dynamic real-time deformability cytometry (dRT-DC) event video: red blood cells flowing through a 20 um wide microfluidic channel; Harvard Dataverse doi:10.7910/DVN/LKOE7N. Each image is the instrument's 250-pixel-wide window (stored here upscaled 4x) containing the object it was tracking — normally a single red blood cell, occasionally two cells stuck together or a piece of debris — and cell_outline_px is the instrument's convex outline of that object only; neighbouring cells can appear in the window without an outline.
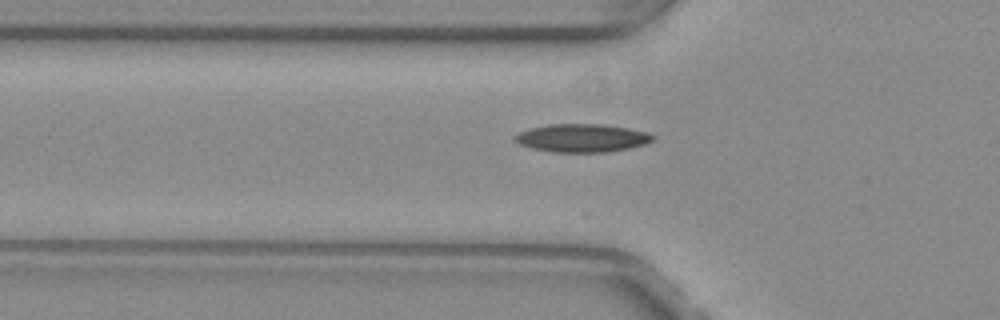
{"species": "common noctule bat (a hibernating species)", "species_latin": "Nyctalus noctula", "temperature_condition": "warm", "stored_images_in_passage": 9, "camera_frame_rate_fps": 3000, "um_per_image_px": 0.085, "animal": {"sex": "female", "body_mass_g": 29.2, "forearm_length_mm": 56.3}, "frame": {"image": 1, "passage_image": 5, "time_ms": 1.333, "image_size_px": [1000, 320], "cell_outline_px": [[656, 136], [652, 140], [644, 144], [628, 148], [604, 152], [556, 152], [532, 148], [520, 144], [512, 136], [520, 132], [532, 128], [548, 124], [604, 124], [628, 128], [648, 132]], "centroid_in_image_um": [49.49, 11.72], "position_along_channel_um": 76.3, "area_um2": 22.43}}